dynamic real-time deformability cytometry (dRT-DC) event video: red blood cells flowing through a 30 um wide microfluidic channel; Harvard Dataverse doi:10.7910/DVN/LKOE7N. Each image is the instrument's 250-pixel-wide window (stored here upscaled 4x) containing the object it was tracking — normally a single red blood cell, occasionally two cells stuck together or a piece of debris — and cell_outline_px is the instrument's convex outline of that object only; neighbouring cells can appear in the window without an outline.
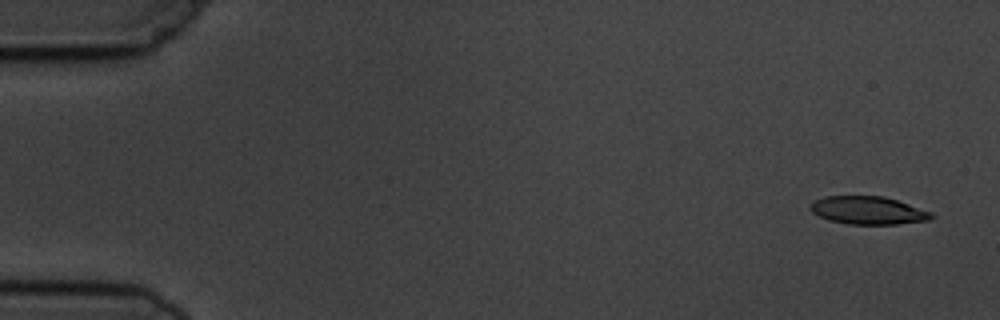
{"species": "common noctule bat (a hibernating species)", "species_latin": "Nyctalus noctula", "temperature_condition": "cold", "stored_images_in_passage": 5, "camera_frame_rate_fps": 3000, "um_per_image_px": 0.085, "animal": {"sex": "male", "body_mass_g": 19.5, "forearm_length_mm": 54.6}, "frame": {"image": 1, "passage_image": 1, "time_ms": 0.0, "image_size_px": [1000, 320], "cell_outline_px": [[936, 216], [928, 220], [896, 224], [848, 224], [828, 220], [812, 212], [808, 208], [808, 204], [812, 200], [824, 196], [884, 196], [932, 212]], "centroid_in_image_um": [73.73, 17.87], "position_along_channel_um": 11.3, "area_um2": 19.83}}
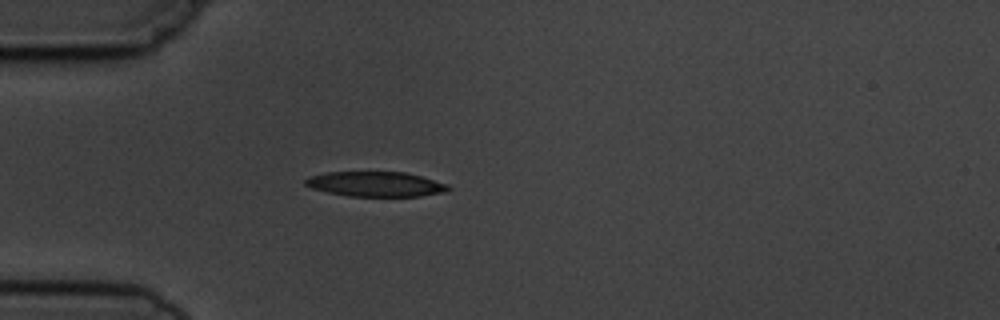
{"frame": {"image": 2, "passage_image": 5, "time_ms": 4.333, "image_size_px": [1000, 320], "cell_outline_px": [[452, 188], [448, 192], [420, 196], [348, 196], [328, 192], [312, 188], [304, 184], [304, 180], [308, 176], [328, 172], [404, 172], [420, 176], [448, 184]], "centroid_in_image_um": [31.95, 15.65], "position_along_channel_um": 53.1, "area_um2": 20.81}}